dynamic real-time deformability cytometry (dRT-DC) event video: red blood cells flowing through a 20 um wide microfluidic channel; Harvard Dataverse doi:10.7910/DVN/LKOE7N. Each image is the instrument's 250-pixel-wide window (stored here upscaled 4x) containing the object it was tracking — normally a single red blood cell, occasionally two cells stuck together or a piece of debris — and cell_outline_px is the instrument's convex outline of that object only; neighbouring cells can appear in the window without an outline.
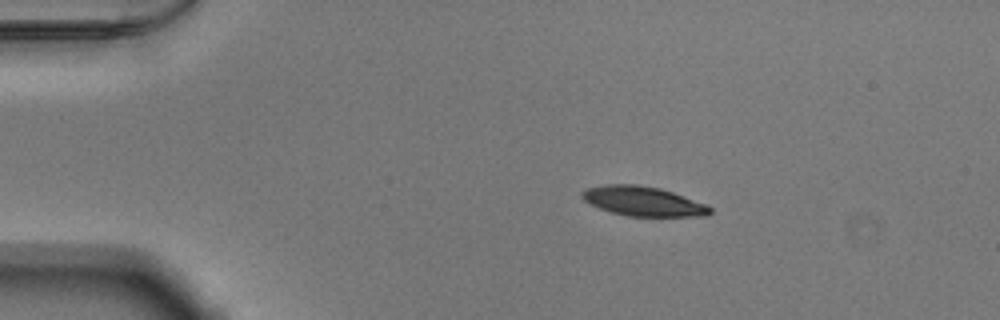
{"species": "Egyptian fruit bat (a non-hibernating species)", "species_latin": "Rousettus aegyptiacus", "temperature_condition": "warm", "stored_images_in_passage": 44, "camera_frame_rate_fps": 3000, "um_per_image_px": 0.085, "animal": {"sex": "male"}, "frame": {"image": 1, "passage_image": 1, "time_ms": 0.0, "image_size_px": [1000, 320], "cell_outline_px": [[712, 212], [708, 216], [628, 216], [612, 212], [600, 208], [584, 200], [580, 196], [580, 192], [588, 188], [604, 184], [640, 184], [660, 188], [708, 204], [712, 208]], "centroid_in_image_um": [54.7, 17.1], "position_along_channel_um": 30.3, "area_um2": 22.14}}
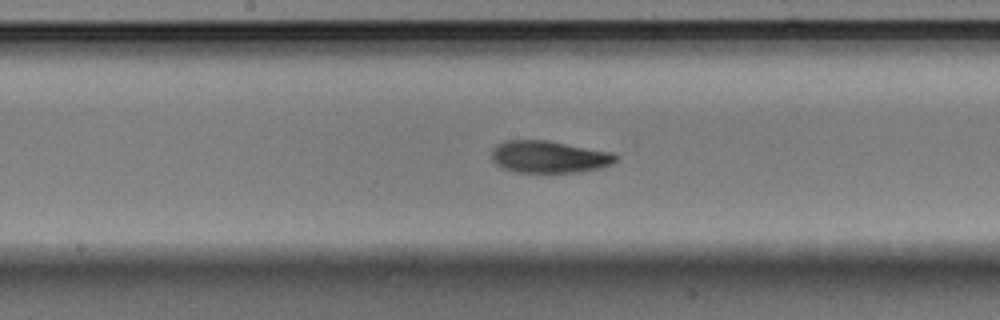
{"frame": {"image": 2, "passage_image": 19, "time_ms": 6.0, "image_size_px": [1000, 320], "cell_outline_px": [[620, 156], [612, 164], [600, 168], [580, 172], [516, 172], [504, 168], [496, 164], [492, 160], [492, 148], [496, 144], [504, 140], [548, 140], [612, 152]], "centroid_in_image_um": [46.68, 13.32], "position_along_channel_um": 201.5, "area_um2": 23.41}}
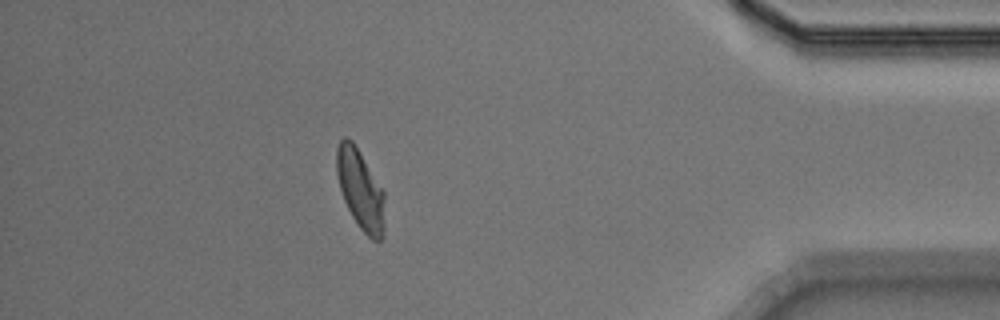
{"frame": {"image": 3, "passage_image": 38, "time_ms": 12.333, "image_size_px": [1000, 320], "cell_outline_px": [[384, 236], [380, 240], [372, 240], [360, 228], [352, 216], [344, 200], [340, 188], [336, 172], [336, 148], [340, 140], [344, 136], [348, 136], [352, 140], [384, 192]], "centroid_in_image_um": [30.62, 16.11], "position_along_channel_um": 404.6, "area_um2": 22.25}, "authors_computed_cell_mechanics": {"area_um2": 23.12, "velocity_mm_per_s": 3.8479, "shape_relaxation_time_tau1_ms": 2.8537, "shape_relaxation_time_tau2_ms": 2.5888, "deformation_change_tau1": 0.1395, "deformation_change_tau2": 0.0795}}